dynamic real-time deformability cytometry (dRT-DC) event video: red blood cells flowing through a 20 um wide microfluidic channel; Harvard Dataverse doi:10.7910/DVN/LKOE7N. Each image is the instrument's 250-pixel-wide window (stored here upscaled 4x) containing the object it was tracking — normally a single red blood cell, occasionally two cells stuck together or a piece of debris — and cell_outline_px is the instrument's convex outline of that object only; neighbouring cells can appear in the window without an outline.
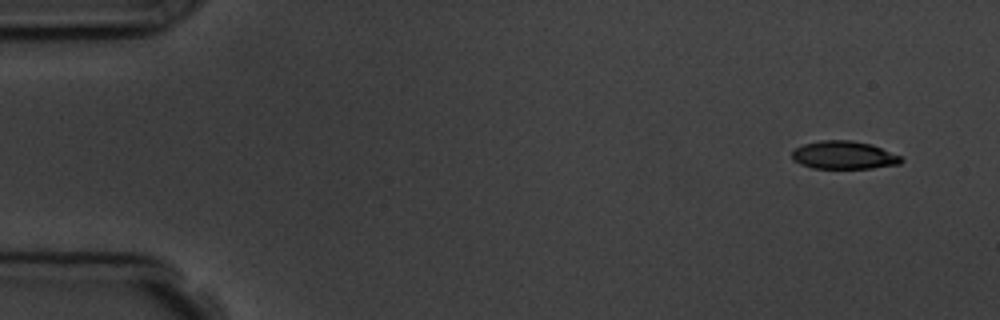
{"species": "common noctule bat (a hibernating species)", "species_latin": "Nyctalus noctula", "temperature_condition": "room temperature", "stored_images_in_passage": 5, "camera_frame_rate_fps": 3000, "um_per_image_px": 0.085, "animal": {"sex": "male", "body_mass_g": 19.5, "forearm_length_mm": 54.6}, "frame": {"image": 1, "passage_image": 1, "time_ms": 0.0, "image_size_px": [1000, 320], "cell_outline_px": [[904, 160], [900, 164], [872, 168], [812, 168], [800, 164], [792, 160], [792, 152], [796, 148], [804, 144], [820, 140], [852, 140], [872, 144], [900, 156]], "centroid_in_image_um": [71.72, 13.18], "position_along_channel_um": 13.3, "area_um2": 17.86}}
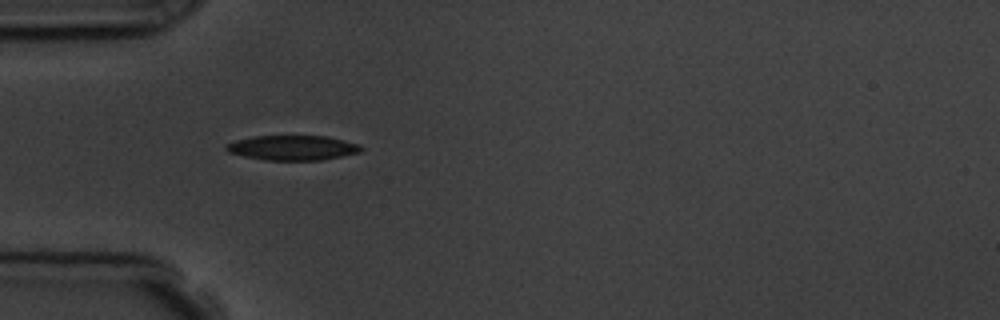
{"frame": {"image": 2, "passage_image": 4, "time_ms": 4.333, "image_size_px": [1000, 320], "cell_outline_px": [[364, 148], [360, 152], [320, 160], [264, 160], [228, 152], [224, 148], [224, 144], [236, 140], [252, 136], [328, 136], [344, 140], [356, 144]], "centroid_in_image_um": [24.83, 12.55], "position_along_channel_um": 60.2, "area_um2": 19.42}}